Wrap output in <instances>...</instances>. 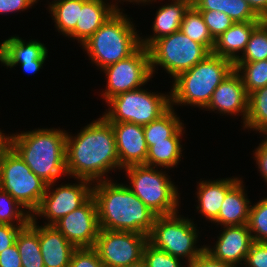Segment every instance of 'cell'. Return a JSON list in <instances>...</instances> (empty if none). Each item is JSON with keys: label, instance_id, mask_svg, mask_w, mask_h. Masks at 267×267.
I'll return each mask as SVG.
<instances>
[{"label": "cell", "instance_id": "484cf974", "mask_svg": "<svg viewBox=\"0 0 267 267\" xmlns=\"http://www.w3.org/2000/svg\"><path fill=\"white\" fill-rule=\"evenodd\" d=\"M37 218L19 230L16 246L22 261V267H44L39 245Z\"/></svg>", "mask_w": 267, "mask_h": 267}, {"label": "cell", "instance_id": "f907efd6", "mask_svg": "<svg viewBox=\"0 0 267 267\" xmlns=\"http://www.w3.org/2000/svg\"><path fill=\"white\" fill-rule=\"evenodd\" d=\"M116 1H118V0H116ZM120 2H121V0H119ZM122 1H126V2H130V3H132L133 2V4H134V2L136 3V4H138L139 5V3H142L143 5H144V3H145V5H146V3H152L153 1L154 2H156V0H122Z\"/></svg>", "mask_w": 267, "mask_h": 267}, {"label": "cell", "instance_id": "52a82bcc", "mask_svg": "<svg viewBox=\"0 0 267 267\" xmlns=\"http://www.w3.org/2000/svg\"><path fill=\"white\" fill-rule=\"evenodd\" d=\"M178 213L156 216L148 243L174 257L187 259L189 266L204 251V245L200 248L196 245L200 234L197 224Z\"/></svg>", "mask_w": 267, "mask_h": 267}, {"label": "cell", "instance_id": "681fc988", "mask_svg": "<svg viewBox=\"0 0 267 267\" xmlns=\"http://www.w3.org/2000/svg\"><path fill=\"white\" fill-rule=\"evenodd\" d=\"M125 267H147L145 260L142 258L137 262L126 265Z\"/></svg>", "mask_w": 267, "mask_h": 267}, {"label": "cell", "instance_id": "f6af8a7d", "mask_svg": "<svg viewBox=\"0 0 267 267\" xmlns=\"http://www.w3.org/2000/svg\"><path fill=\"white\" fill-rule=\"evenodd\" d=\"M226 0H192V5L199 11H219L225 13Z\"/></svg>", "mask_w": 267, "mask_h": 267}, {"label": "cell", "instance_id": "5b68a950", "mask_svg": "<svg viewBox=\"0 0 267 267\" xmlns=\"http://www.w3.org/2000/svg\"><path fill=\"white\" fill-rule=\"evenodd\" d=\"M128 16L123 11H116L82 45L98 69L128 58L141 47V36Z\"/></svg>", "mask_w": 267, "mask_h": 267}, {"label": "cell", "instance_id": "83f0119b", "mask_svg": "<svg viewBox=\"0 0 267 267\" xmlns=\"http://www.w3.org/2000/svg\"><path fill=\"white\" fill-rule=\"evenodd\" d=\"M82 10V0H61L49 7L57 31L66 37L75 29Z\"/></svg>", "mask_w": 267, "mask_h": 267}, {"label": "cell", "instance_id": "74e56055", "mask_svg": "<svg viewBox=\"0 0 267 267\" xmlns=\"http://www.w3.org/2000/svg\"><path fill=\"white\" fill-rule=\"evenodd\" d=\"M69 267H105L94 248H77L71 257Z\"/></svg>", "mask_w": 267, "mask_h": 267}, {"label": "cell", "instance_id": "bcb514c9", "mask_svg": "<svg viewBox=\"0 0 267 267\" xmlns=\"http://www.w3.org/2000/svg\"><path fill=\"white\" fill-rule=\"evenodd\" d=\"M44 63L45 60H35L31 62H1V64L7 68L16 67L19 64L25 73L31 75L37 73V71H40Z\"/></svg>", "mask_w": 267, "mask_h": 267}, {"label": "cell", "instance_id": "60d3db41", "mask_svg": "<svg viewBox=\"0 0 267 267\" xmlns=\"http://www.w3.org/2000/svg\"><path fill=\"white\" fill-rule=\"evenodd\" d=\"M35 5V0H0V14L27 10Z\"/></svg>", "mask_w": 267, "mask_h": 267}, {"label": "cell", "instance_id": "2e32d148", "mask_svg": "<svg viewBox=\"0 0 267 267\" xmlns=\"http://www.w3.org/2000/svg\"><path fill=\"white\" fill-rule=\"evenodd\" d=\"M249 95L243 85L240 75L233 69L214 90L212 98L205 111H216L225 115H240L243 126L248 114ZM239 113V114H238Z\"/></svg>", "mask_w": 267, "mask_h": 267}, {"label": "cell", "instance_id": "e0dca14e", "mask_svg": "<svg viewBox=\"0 0 267 267\" xmlns=\"http://www.w3.org/2000/svg\"><path fill=\"white\" fill-rule=\"evenodd\" d=\"M113 127L119 164L122 169L145 164L148 146L142 125L129 122H110Z\"/></svg>", "mask_w": 267, "mask_h": 267}, {"label": "cell", "instance_id": "603a6c76", "mask_svg": "<svg viewBox=\"0 0 267 267\" xmlns=\"http://www.w3.org/2000/svg\"><path fill=\"white\" fill-rule=\"evenodd\" d=\"M245 191L243 181L240 179L226 193L218 217L213 223L220 224L222 227L247 225L251 202Z\"/></svg>", "mask_w": 267, "mask_h": 267}, {"label": "cell", "instance_id": "b9f144b4", "mask_svg": "<svg viewBox=\"0 0 267 267\" xmlns=\"http://www.w3.org/2000/svg\"><path fill=\"white\" fill-rule=\"evenodd\" d=\"M263 134L266 135L264 138L265 140L259 143V146L254 150L255 152L253 154L255 155L254 158L258 165V171L267 183V132Z\"/></svg>", "mask_w": 267, "mask_h": 267}, {"label": "cell", "instance_id": "7402d4cb", "mask_svg": "<svg viewBox=\"0 0 267 267\" xmlns=\"http://www.w3.org/2000/svg\"><path fill=\"white\" fill-rule=\"evenodd\" d=\"M262 21L235 22L226 32L216 40L212 53L230 60L233 64L246 49L253 30ZM242 52V53H239Z\"/></svg>", "mask_w": 267, "mask_h": 267}, {"label": "cell", "instance_id": "6da1fadb", "mask_svg": "<svg viewBox=\"0 0 267 267\" xmlns=\"http://www.w3.org/2000/svg\"><path fill=\"white\" fill-rule=\"evenodd\" d=\"M66 136L67 177L92 183L111 180L109 171L121 169L112 124L103 116L84 126L75 136ZM105 176V177H104Z\"/></svg>", "mask_w": 267, "mask_h": 267}, {"label": "cell", "instance_id": "8fae6325", "mask_svg": "<svg viewBox=\"0 0 267 267\" xmlns=\"http://www.w3.org/2000/svg\"><path fill=\"white\" fill-rule=\"evenodd\" d=\"M107 84L101 94L107 102L120 93L142 88L153 78L148 49L141 46L134 54L102 69ZM142 86V87H141Z\"/></svg>", "mask_w": 267, "mask_h": 267}, {"label": "cell", "instance_id": "8992f818", "mask_svg": "<svg viewBox=\"0 0 267 267\" xmlns=\"http://www.w3.org/2000/svg\"><path fill=\"white\" fill-rule=\"evenodd\" d=\"M145 164L124 168L130 185H126L157 216L179 210V191L166 171Z\"/></svg>", "mask_w": 267, "mask_h": 267}, {"label": "cell", "instance_id": "30bf717a", "mask_svg": "<svg viewBox=\"0 0 267 267\" xmlns=\"http://www.w3.org/2000/svg\"><path fill=\"white\" fill-rule=\"evenodd\" d=\"M147 90L139 88L110 98L106 102L108 111L104 112L103 117L108 122H129L142 126L158 119L171 107L170 92L165 95Z\"/></svg>", "mask_w": 267, "mask_h": 267}, {"label": "cell", "instance_id": "3957f363", "mask_svg": "<svg viewBox=\"0 0 267 267\" xmlns=\"http://www.w3.org/2000/svg\"><path fill=\"white\" fill-rule=\"evenodd\" d=\"M58 129L39 128L10 135V147L47 184L67 176V132Z\"/></svg>", "mask_w": 267, "mask_h": 267}, {"label": "cell", "instance_id": "e575fe53", "mask_svg": "<svg viewBox=\"0 0 267 267\" xmlns=\"http://www.w3.org/2000/svg\"><path fill=\"white\" fill-rule=\"evenodd\" d=\"M143 259L145 260L147 267H183L179 258L159 250L149 243L144 247Z\"/></svg>", "mask_w": 267, "mask_h": 267}, {"label": "cell", "instance_id": "ffe728a7", "mask_svg": "<svg viewBox=\"0 0 267 267\" xmlns=\"http://www.w3.org/2000/svg\"><path fill=\"white\" fill-rule=\"evenodd\" d=\"M241 178H224L216 180H202L197 182L198 205L197 211L201 213L206 220L211 223L218 217L219 211L224 202L226 193L240 180Z\"/></svg>", "mask_w": 267, "mask_h": 267}, {"label": "cell", "instance_id": "d6986e66", "mask_svg": "<svg viewBox=\"0 0 267 267\" xmlns=\"http://www.w3.org/2000/svg\"><path fill=\"white\" fill-rule=\"evenodd\" d=\"M38 235L44 267H69L77 248L53 225H38Z\"/></svg>", "mask_w": 267, "mask_h": 267}, {"label": "cell", "instance_id": "44dd1931", "mask_svg": "<svg viewBox=\"0 0 267 267\" xmlns=\"http://www.w3.org/2000/svg\"><path fill=\"white\" fill-rule=\"evenodd\" d=\"M191 5L192 0H172L171 4L160 6L152 25L154 35L141 37V46L148 48L154 41L180 30L185 12Z\"/></svg>", "mask_w": 267, "mask_h": 267}, {"label": "cell", "instance_id": "9a60e30c", "mask_svg": "<svg viewBox=\"0 0 267 267\" xmlns=\"http://www.w3.org/2000/svg\"><path fill=\"white\" fill-rule=\"evenodd\" d=\"M219 235L215 246L204 245V251L223 263L238 267L243 261L244 265L254 242L248 225L224 226Z\"/></svg>", "mask_w": 267, "mask_h": 267}, {"label": "cell", "instance_id": "836d02e7", "mask_svg": "<svg viewBox=\"0 0 267 267\" xmlns=\"http://www.w3.org/2000/svg\"><path fill=\"white\" fill-rule=\"evenodd\" d=\"M248 228L255 242H267V197L250 206Z\"/></svg>", "mask_w": 267, "mask_h": 267}, {"label": "cell", "instance_id": "7c38bea8", "mask_svg": "<svg viewBox=\"0 0 267 267\" xmlns=\"http://www.w3.org/2000/svg\"><path fill=\"white\" fill-rule=\"evenodd\" d=\"M147 243L144 234L100 229L93 248L105 267H125L143 258Z\"/></svg>", "mask_w": 267, "mask_h": 267}, {"label": "cell", "instance_id": "816d5d0a", "mask_svg": "<svg viewBox=\"0 0 267 267\" xmlns=\"http://www.w3.org/2000/svg\"><path fill=\"white\" fill-rule=\"evenodd\" d=\"M38 1H39V0H35V3H37ZM59 1H61V0H53L52 2L49 3L48 8H49L52 4H54V3H56V2H59Z\"/></svg>", "mask_w": 267, "mask_h": 267}, {"label": "cell", "instance_id": "d6a6232c", "mask_svg": "<svg viewBox=\"0 0 267 267\" xmlns=\"http://www.w3.org/2000/svg\"><path fill=\"white\" fill-rule=\"evenodd\" d=\"M267 60V20H263L252 32L246 49L236 62Z\"/></svg>", "mask_w": 267, "mask_h": 267}, {"label": "cell", "instance_id": "ba28073f", "mask_svg": "<svg viewBox=\"0 0 267 267\" xmlns=\"http://www.w3.org/2000/svg\"><path fill=\"white\" fill-rule=\"evenodd\" d=\"M0 173V188L32 215L39 207L48 184L35 175L10 146L0 153Z\"/></svg>", "mask_w": 267, "mask_h": 267}, {"label": "cell", "instance_id": "cb8c5ba5", "mask_svg": "<svg viewBox=\"0 0 267 267\" xmlns=\"http://www.w3.org/2000/svg\"><path fill=\"white\" fill-rule=\"evenodd\" d=\"M48 50L38 40H23L19 36H11L0 44V62H31L46 60Z\"/></svg>", "mask_w": 267, "mask_h": 267}, {"label": "cell", "instance_id": "5bb4252c", "mask_svg": "<svg viewBox=\"0 0 267 267\" xmlns=\"http://www.w3.org/2000/svg\"><path fill=\"white\" fill-rule=\"evenodd\" d=\"M53 226L76 248H93L100 232L94 197L91 196L82 206L62 217Z\"/></svg>", "mask_w": 267, "mask_h": 267}, {"label": "cell", "instance_id": "f546056e", "mask_svg": "<svg viewBox=\"0 0 267 267\" xmlns=\"http://www.w3.org/2000/svg\"><path fill=\"white\" fill-rule=\"evenodd\" d=\"M243 128L267 132V86L249 94L248 114Z\"/></svg>", "mask_w": 267, "mask_h": 267}, {"label": "cell", "instance_id": "1f68e13d", "mask_svg": "<svg viewBox=\"0 0 267 267\" xmlns=\"http://www.w3.org/2000/svg\"><path fill=\"white\" fill-rule=\"evenodd\" d=\"M31 218V214L18 201L0 188V224L25 226Z\"/></svg>", "mask_w": 267, "mask_h": 267}, {"label": "cell", "instance_id": "ee69618b", "mask_svg": "<svg viewBox=\"0 0 267 267\" xmlns=\"http://www.w3.org/2000/svg\"><path fill=\"white\" fill-rule=\"evenodd\" d=\"M189 267H236L212 258L207 252L203 251Z\"/></svg>", "mask_w": 267, "mask_h": 267}, {"label": "cell", "instance_id": "ab89813d", "mask_svg": "<svg viewBox=\"0 0 267 267\" xmlns=\"http://www.w3.org/2000/svg\"><path fill=\"white\" fill-rule=\"evenodd\" d=\"M24 226L0 224V253L13 246L19 230Z\"/></svg>", "mask_w": 267, "mask_h": 267}, {"label": "cell", "instance_id": "277c9868", "mask_svg": "<svg viewBox=\"0 0 267 267\" xmlns=\"http://www.w3.org/2000/svg\"><path fill=\"white\" fill-rule=\"evenodd\" d=\"M233 69L234 64L230 60L210 53L204 60L180 73L172 81L171 107L191 105L204 110L214 90Z\"/></svg>", "mask_w": 267, "mask_h": 267}, {"label": "cell", "instance_id": "8d00e7d4", "mask_svg": "<svg viewBox=\"0 0 267 267\" xmlns=\"http://www.w3.org/2000/svg\"><path fill=\"white\" fill-rule=\"evenodd\" d=\"M204 23L208 26L211 36L216 40L222 33L226 32L235 22L224 12L200 11Z\"/></svg>", "mask_w": 267, "mask_h": 267}, {"label": "cell", "instance_id": "7dc6e473", "mask_svg": "<svg viewBox=\"0 0 267 267\" xmlns=\"http://www.w3.org/2000/svg\"><path fill=\"white\" fill-rule=\"evenodd\" d=\"M252 10L263 20H267V0H245Z\"/></svg>", "mask_w": 267, "mask_h": 267}, {"label": "cell", "instance_id": "ac0fdd59", "mask_svg": "<svg viewBox=\"0 0 267 267\" xmlns=\"http://www.w3.org/2000/svg\"><path fill=\"white\" fill-rule=\"evenodd\" d=\"M106 0H82V10L75 29L67 36L83 45L116 12L123 11ZM112 3V4H111Z\"/></svg>", "mask_w": 267, "mask_h": 267}, {"label": "cell", "instance_id": "d590c367", "mask_svg": "<svg viewBox=\"0 0 267 267\" xmlns=\"http://www.w3.org/2000/svg\"><path fill=\"white\" fill-rule=\"evenodd\" d=\"M225 14L234 22L263 21L245 0H226Z\"/></svg>", "mask_w": 267, "mask_h": 267}, {"label": "cell", "instance_id": "f1b7e54d", "mask_svg": "<svg viewBox=\"0 0 267 267\" xmlns=\"http://www.w3.org/2000/svg\"><path fill=\"white\" fill-rule=\"evenodd\" d=\"M180 31L191 40L204 45L212 53L215 39L211 36L208 26L204 23L200 11L193 5L185 12Z\"/></svg>", "mask_w": 267, "mask_h": 267}, {"label": "cell", "instance_id": "4316f807", "mask_svg": "<svg viewBox=\"0 0 267 267\" xmlns=\"http://www.w3.org/2000/svg\"><path fill=\"white\" fill-rule=\"evenodd\" d=\"M174 111V108L170 107L158 119L143 126L148 149L151 147V142H168V138L184 125L183 120H180Z\"/></svg>", "mask_w": 267, "mask_h": 267}, {"label": "cell", "instance_id": "c3c4849f", "mask_svg": "<svg viewBox=\"0 0 267 267\" xmlns=\"http://www.w3.org/2000/svg\"><path fill=\"white\" fill-rule=\"evenodd\" d=\"M0 129V153L5 151L10 146V136L9 134L6 136V133L1 132Z\"/></svg>", "mask_w": 267, "mask_h": 267}, {"label": "cell", "instance_id": "f35d334b", "mask_svg": "<svg viewBox=\"0 0 267 267\" xmlns=\"http://www.w3.org/2000/svg\"><path fill=\"white\" fill-rule=\"evenodd\" d=\"M267 267V242H253L247 253L245 267Z\"/></svg>", "mask_w": 267, "mask_h": 267}, {"label": "cell", "instance_id": "7bdbcfd3", "mask_svg": "<svg viewBox=\"0 0 267 267\" xmlns=\"http://www.w3.org/2000/svg\"><path fill=\"white\" fill-rule=\"evenodd\" d=\"M0 267H22L16 243L0 253Z\"/></svg>", "mask_w": 267, "mask_h": 267}, {"label": "cell", "instance_id": "4dcf8cb0", "mask_svg": "<svg viewBox=\"0 0 267 267\" xmlns=\"http://www.w3.org/2000/svg\"><path fill=\"white\" fill-rule=\"evenodd\" d=\"M234 69L240 75L248 95L267 86V60L235 62Z\"/></svg>", "mask_w": 267, "mask_h": 267}, {"label": "cell", "instance_id": "d4e9b609", "mask_svg": "<svg viewBox=\"0 0 267 267\" xmlns=\"http://www.w3.org/2000/svg\"><path fill=\"white\" fill-rule=\"evenodd\" d=\"M182 125L170 138L168 142H151L145 165L164 169L174 168L180 163L182 156L181 136H184Z\"/></svg>", "mask_w": 267, "mask_h": 267}, {"label": "cell", "instance_id": "4fadbf2b", "mask_svg": "<svg viewBox=\"0 0 267 267\" xmlns=\"http://www.w3.org/2000/svg\"><path fill=\"white\" fill-rule=\"evenodd\" d=\"M77 180V184H61L55 189V183L48 184L39 207L31 215L32 218L45 217L48 223L45 222L44 225H54L62 217L82 206L92 196L93 183L86 179Z\"/></svg>", "mask_w": 267, "mask_h": 267}, {"label": "cell", "instance_id": "9c48e42d", "mask_svg": "<svg viewBox=\"0 0 267 267\" xmlns=\"http://www.w3.org/2000/svg\"><path fill=\"white\" fill-rule=\"evenodd\" d=\"M147 49L152 75L158 70L156 67L161 66L173 79L211 53L180 30L154 41Z\"/></svg>", "mask_w": 267, "mask_h": 267}, {"label": "cell", "instance_id": "7a4b0ae2", "mask_svg": "<svg viewBox=\"0 0 267 267\" xmlns=\"http://www.w3.org/2000/svg\"><path fill=\"white\" fill-rule=\"evenodd\" d=\"M92 186L100 229L148 236L157 215L125 184L104 180L94 182Z\"/></svg>", "mask_w": 267, "mask_h": 267}]
</instances>
